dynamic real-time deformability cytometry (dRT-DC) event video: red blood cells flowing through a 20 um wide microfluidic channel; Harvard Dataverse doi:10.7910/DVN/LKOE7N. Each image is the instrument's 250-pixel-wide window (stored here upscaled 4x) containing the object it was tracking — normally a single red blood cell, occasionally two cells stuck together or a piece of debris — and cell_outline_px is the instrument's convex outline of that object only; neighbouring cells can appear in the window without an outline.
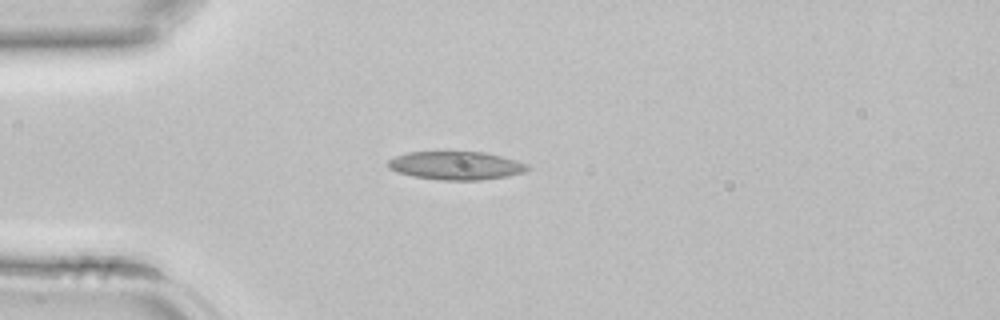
{"species": "common noctule bat (a hibernating species)", "species_latin": "Nyctalus noctula", "temperature_condition": "room temperature", "stored_images_in_passage": 32, "camera_frame_rate_fps": 3000, "um_per_image_px": 0.085, "animal": {"sex": "female", "body_mass_g": 22.7, "forearm_length_mm": 54.2}, "frame": {"image": 1, "passage_image": 1, "time_ms": 0.0, "image_size_px": [1000, 320], "cell_outline_px": [[532, 168], [524, 172], [504, 176], [480, 180], [440, 180], [412, 176], [388, 168], [388, 160], [396, 156], [408, 152], [484, 152], [516, 160], [528, 164]], "centroid_in_image_um": [38.77, 14.07], "position_along_channel_um": 46.2, "area_um2": 22.83}}
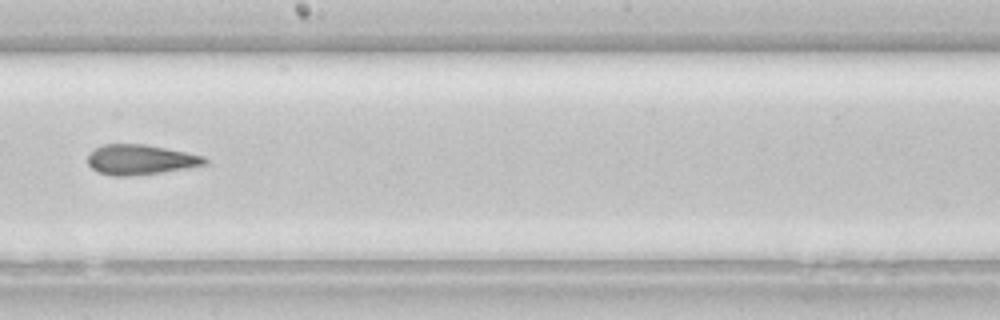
{"frame": {"image": 2, "passage_image": 14, "time_ms": 4.333, "image_size_px": [1000, 320], "cell_outline_px": [[208, 164], [160, 172], [128, 176], [112, 176], [100, 172], [92, 168], [88, 164], [88, 156], [96, 148], [104, 144], [144, 144], [204, 156], [208, 160]], "centroid_in_image_um": [11.93, 13.57], "position_along_channel_um": 236.3, "area_um2": 20.11}}